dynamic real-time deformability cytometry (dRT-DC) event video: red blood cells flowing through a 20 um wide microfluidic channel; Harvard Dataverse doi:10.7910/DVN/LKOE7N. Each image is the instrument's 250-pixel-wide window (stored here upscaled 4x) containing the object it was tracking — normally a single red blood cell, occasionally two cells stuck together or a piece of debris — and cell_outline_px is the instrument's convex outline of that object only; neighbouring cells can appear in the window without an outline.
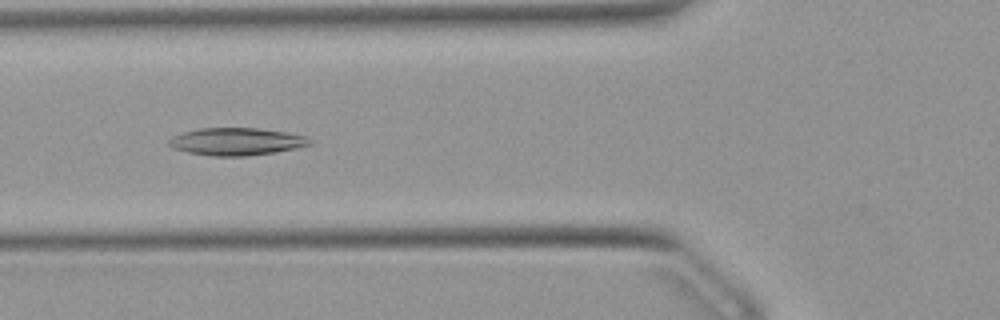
{"species": "Egyptian fruit bat (a non-hibernating species)", "species_latin": "Rousettus aegyptiacus", "temperature_condition": "warm", "stored_images_in_passage": 43, "camera_frame_rate_fps": 3000, "um_per_image_px": 0.085, "animal": {"sex": "female"}, "frame": {"image": 1, "passage_image": 17, "time_ms": 5.333, "image_size_px": [1000, 320], "cell_outline_px": [[312, 144], [296, 148], [248, 156], [208, 156], [188, 152], [172, 148], [168, 144], [168, 140], [172, 136], [184, 132], [200, 128], [256, 128], [284, 132], [304, 136], [312, 140]], "centroid_in_image_um": [20.05, 12.04], "position_along_channel_um": 105.7, "area_um2": 22.43}}
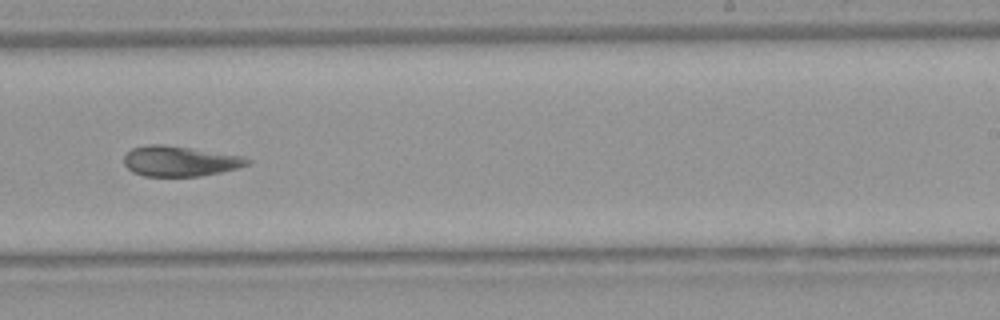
{"frame": {"image": 2, "passage_image": 30, "time_ms": 9.667, "image_size_px": [1000, 320], "cell_outline_px": [[252, 160], [248, 164], [236, 168], [220, 172], [200, 176], [144, 176], [132, 172], [124, 164], [124, 156], [132, 148], [148, 144], [164, 144], [192, 148], [244, 156]], "centroid_in_image_um": [15.27, 13.69], "position_along_channel_um": 273.7, "area_um2": 21.79}}
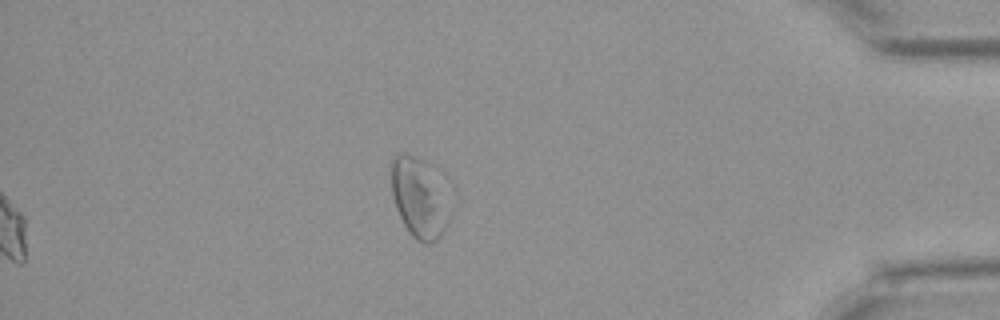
{"frame": {"image": 3, "passage_image": 43, "time_ms": 14.0, "image_size_px": [1000, 320], "cell_outline_px": [[452, 208], [448, 220], [440, 236], [432, 244], [424, 244], [416, 240], [412, 236], [404, 224], [396, 208], [392, 192], [388, 164], [392, 156], [400, 152], [404, 152], [416, 156], [424, 160]], "centroid_in_image_um": [35.56, 16.8], "position_along_channel_um": 399.6, "area_um2": 27.28}, "authors_computed_cell_mechanics": {"area_um2": 22.4264, "velocity_mm_per_s": 3.8931, "shape_relaxation_time_tau1_ms": null, "shape_relaxation_time_tau2_ms": 4.9692, "deformation_change_tau1": null, "deformation_change_tau2": 0.1127}}